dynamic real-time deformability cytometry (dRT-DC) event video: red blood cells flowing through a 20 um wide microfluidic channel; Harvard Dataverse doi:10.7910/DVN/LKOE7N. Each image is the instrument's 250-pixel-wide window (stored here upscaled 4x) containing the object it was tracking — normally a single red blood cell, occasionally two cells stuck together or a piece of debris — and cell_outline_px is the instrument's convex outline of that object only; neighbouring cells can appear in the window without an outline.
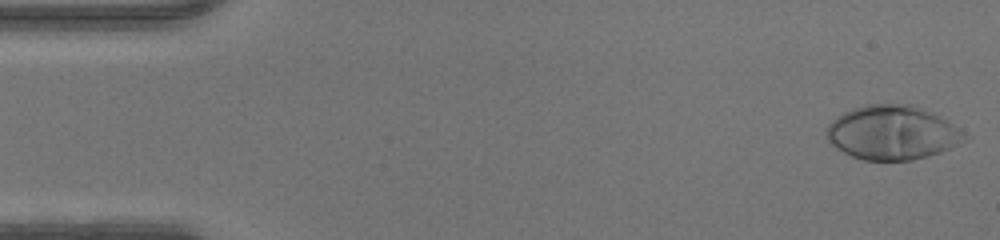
{"species": "human", "species_latin": "Homo sapiens", "temperature_condition": "warm", "stored_images_in_passage": 47, "camera_frame_rate_fps": 3000, "um_per_image_px": 0.085, "donor": {"sex": "male"}, "frame": {"image": 1, "passage_image": 1, "time_ms": 0.0, "image_size_px": [1000, 240], "cell_outline_px": [[972, 136], [960, 144], [952, 148], [928, 156], [912, 160], [864, 160], [852, 156], [836, 148], [828, 140], [824, 132], [828, 124], [836, 116], [852, 108], [868, 104], [912, 104], [952, 124]], "centroid_in_image_um": [75.84, 11.28], "position_along_channel_um": 9.2, "area_um2": 43.58}}
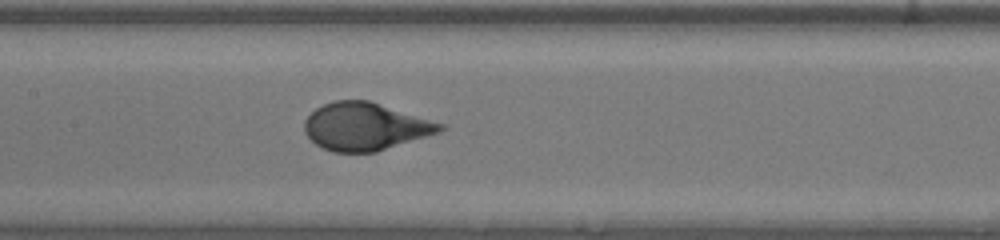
{"frame": {"image": 2, "passage_image": 22, "time_ms": 7.0, "image_size_px": [1000, 240], "cell_outline_px": [[444, 128], [440, 132], [376, 152], [332, 152], [316, 144], [304, 132], [304, 120], [316, 108], [332, 100], [368, 100], [444, 124]], "centroid_in_image_um": [31.02, 10.75], "position_along_channel_um": 176.4, "area_um2": 37.4}}
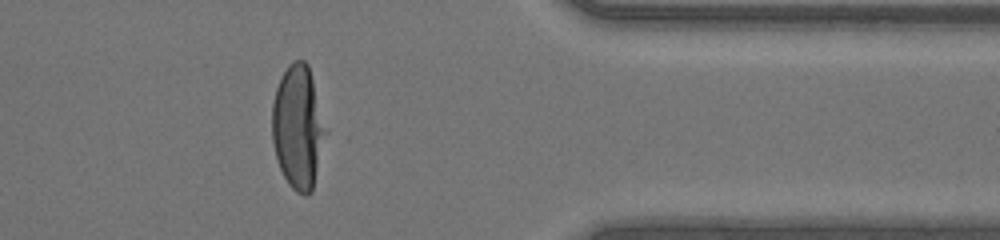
{"frame": {"image": 3, "passage_image": 38, "time_ms": 12.333, "image_size_px": [1000, 240], "cell_outline_px": [[328, 132], [312, 192], [308, 196], [304, 196], [296, 192], [288, 184], [280, 168], [276, 156], [272, 140], [272, 104], [276, 88], [288, 64], [296, 60], [304, 60], [308, 64]], "centroid_in_image_um": [25.35, 10.85], "position_along_channel_um": 386.0, "area_um2": 38.84}}